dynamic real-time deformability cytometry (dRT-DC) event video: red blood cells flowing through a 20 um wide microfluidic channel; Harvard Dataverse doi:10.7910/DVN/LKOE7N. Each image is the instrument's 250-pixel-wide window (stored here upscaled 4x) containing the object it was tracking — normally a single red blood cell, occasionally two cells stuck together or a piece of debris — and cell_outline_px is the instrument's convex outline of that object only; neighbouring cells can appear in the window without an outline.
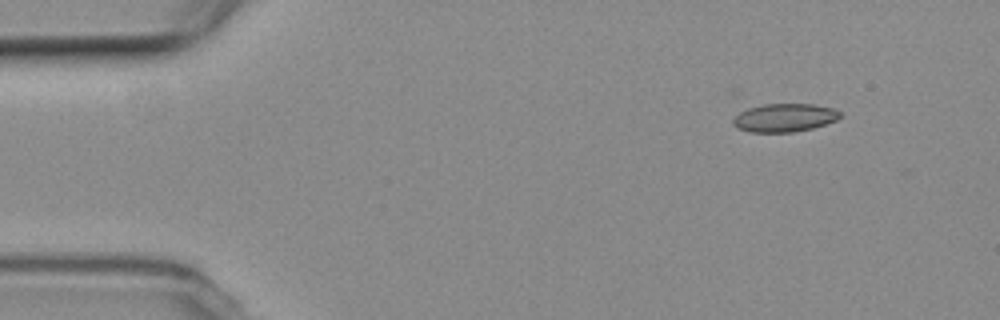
{"species": "common noctule bat (a hibernating species)", "species_latin": "Nyctalus noctula", "temperature_condition": "room temperature", "stored_images_in_passage": 6, "camera_frame_rate_fps": 3000, "um_per_image_px": 0.085, "animal": {"sex": "female", "body_mass_g": 19.3, "forearm_length_mm": 54.1}, "frame": {"image": 1, "passage_image": 2, "time_ms": 1.0, "image_size_px": [1000, 320], "cell_outline_px": [[844, 116], [836, 120], [812, 128], [792, 132], [748, 132], [732, 124], [732, 120], [740, 112], [748, 108], [764, 104], [812, 104], [832, 108], [840, 112]], "centroid_in_image_um": [66.69, 10.0], "position_along_channel_um": 18.3, "area_um2": 17.51}}
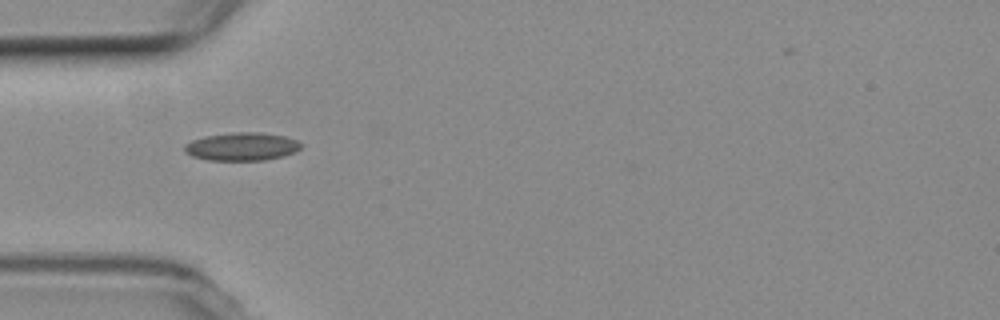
{"frame": {"image": 2, "passage_image": 5, "time_ms": 4.667, "image_size_px": [1000, 320], "cell_outline_px": [[300, 148], [292, 152], [280, 156], [264, 160], [208, 160], [192, 156], [184, 152], [184, 144], [192, 140], [204, 136], [232, 132], [260, 132], [284, 136], [296, 140], [300, 144]], "centroid_in_image_um": [20.48, 12.45], "position_along_channel_um": 64.5, "area_um2": 18.9}}
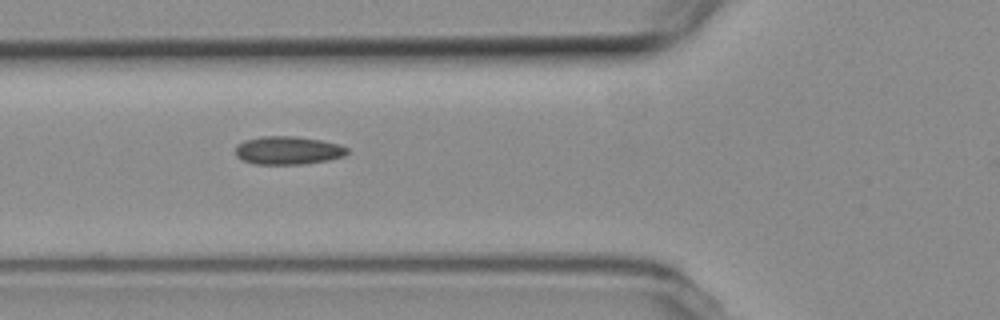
{"frame": {"image": 3, "passage_image": 6, "time_ms": 5.667, "image_size_px": [1000, 320], "cell_outline_px": [[348, 152], [344, 156], [328, 160], [304, 164], [252, 164], [236, 156], [236, 144], [244, 140], [260, 136], [296, 136], [320, 140], [340, 144], [348, 148]], "centroid_in_image_um": [24.47, 12.78], "position_along_channel_um": 101.3, "area_um2": 18.5}}